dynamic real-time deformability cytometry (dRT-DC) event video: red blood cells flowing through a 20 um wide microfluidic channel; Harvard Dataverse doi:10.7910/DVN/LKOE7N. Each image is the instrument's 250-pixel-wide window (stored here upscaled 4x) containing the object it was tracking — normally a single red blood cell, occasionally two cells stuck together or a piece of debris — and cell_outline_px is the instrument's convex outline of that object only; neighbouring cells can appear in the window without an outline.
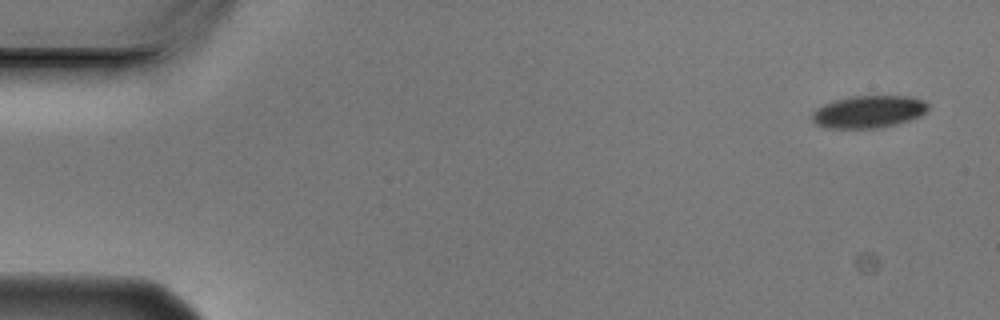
{"species": "Egyptian fruit bat (a non-hibernating species)", "species_latin": "Rousettus aegyptiacus", "temperature_condition": "cold", "stored_images_in_passage": 5, "segment_of_instrument_passage": [2, 2], "camera_frame_rate_fps": 3000, "um_per_image_px": 0.085, "animal": {"sex": "male"}, "frame": {"image": 1, "passage_image": 5, "time_ms": 1.333, "image_size_px": [1000, 320], "cell_outline_px": [[928, 108], [920, 116], [896, 124], [876, 128], [828, 128], [816, 124], [812, 120], [812, 112], [816, 108], [824, 104], [836, 100], [852, 96], [912, 96], [924, 100], [928, 104]], "centroid_in_image_um": [73.83, 9.49], "position_along_channel_um": 11.2, "area_um2": 21.79}}